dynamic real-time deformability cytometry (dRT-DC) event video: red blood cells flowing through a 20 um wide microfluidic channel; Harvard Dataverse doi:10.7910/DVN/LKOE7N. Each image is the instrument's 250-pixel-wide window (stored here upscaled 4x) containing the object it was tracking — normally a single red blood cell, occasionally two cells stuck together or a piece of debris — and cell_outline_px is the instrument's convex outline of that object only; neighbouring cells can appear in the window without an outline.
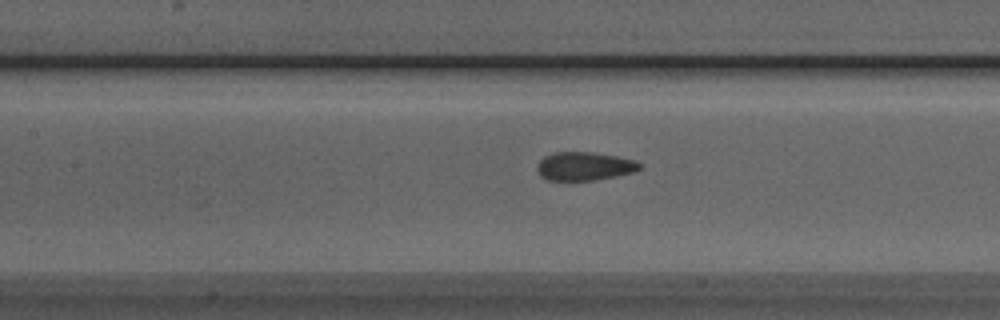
{"species": "Egyptian fruit bat (a non-hibernating species)", "species_latin": "Rousettus aegyptiacus", "temperature_condition": "room temperature", "stored_images_in_passage": 44, "camera_frame_rate_fps": 3000, "um_per_image_px": 0.085, "animal": {"sex": "male"}, "frame": {"image": 1, "passage_image": 22, "time_ms": 7.0, "image_size_px": [1000, 320], "cell_outline_px": [[640, 168], [632, 172], [616, 176], [592, 180], [548, 180], [540, 176], [536, 168], [536, 164], [544, 156], [556, 152], [592, 152], [616, 156], [632, 160], [640, 164]], "centroid_in_image_um": [49.6, 14.12], "position_along_channel_um": 157.8, "area_um2": 16.82}}
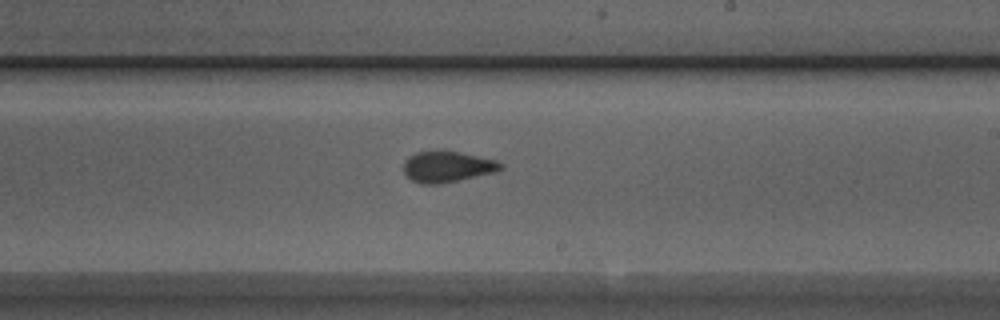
{"frame": {"image": 2, "passage_image": 29, "time_ms": 9.333, "image_size_px": [1000, 320], "cell_outline_px": [[504, 168], [496, 172], [440, 184], [420, 184], [404, 176], [404, 160], [408, 156], [416, 152], [440, 148], [496, 160], [504, 164]], "centroid_in_image_um": [37.99, 14.15], "position_along_channel_um": 251.0, "area_um2": 18.09}}
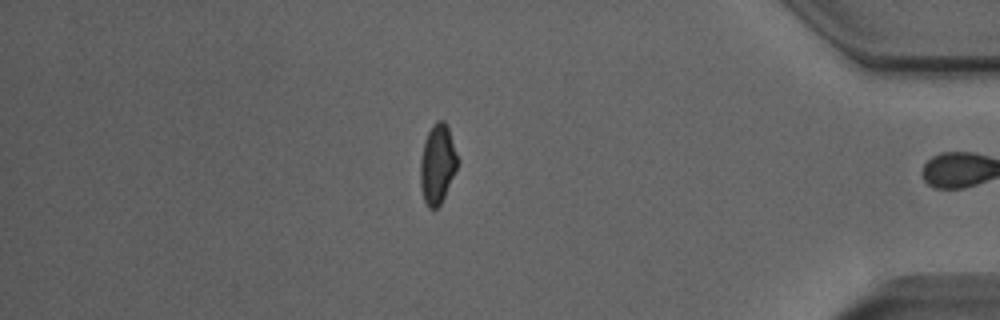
{"frame": {"image": 3, "passage_image": 43, "time_ms": 14.0, "image_size_px": [1000, 320], "cell_outline_px": [[460, 160], [444, 196], [440, 204], [436, 208], [428, 208], [424, 200], [420, 184], [420, 160], [424, 140], [432, 124], [436, 120], [444, 120], [448, 128]], "centroid_in_image_um": [37.18, 13.91], "position_along_channel_um": 398.0, "area_um2": 17.28}, "authors_computed_cell_mechanics": {"area_um2": 17.9758, "velocity_mm_per_s": 4.0097, "shape_relaxation_time_tau1_ms": 7.4468, "shape_relaxation_time_tau2_ms": 1.735, "deformation_change_tau1": 0.1398, "deformation_change_tau2": 0.0651}}